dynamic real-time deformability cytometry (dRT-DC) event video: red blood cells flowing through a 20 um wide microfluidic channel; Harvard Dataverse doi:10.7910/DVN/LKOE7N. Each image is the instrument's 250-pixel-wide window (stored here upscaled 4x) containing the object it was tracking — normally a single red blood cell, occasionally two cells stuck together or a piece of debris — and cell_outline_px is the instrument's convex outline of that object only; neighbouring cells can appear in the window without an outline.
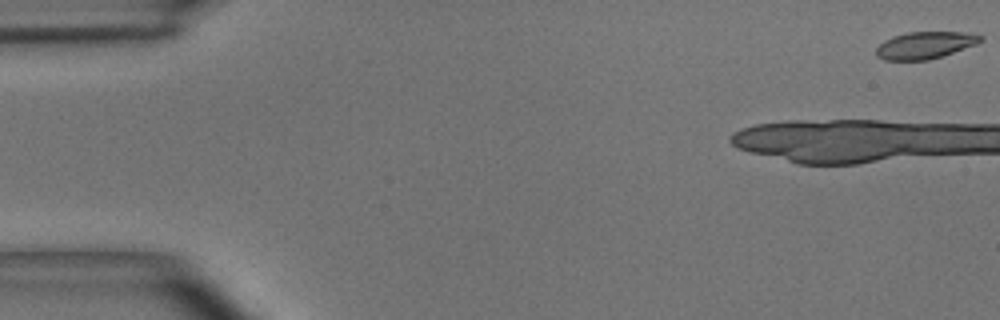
{"species": "common noctule bat (a hibernating species)", "species_latin": "Nyctalus noctula", "temperature_condition": "room temperature", "stored_images_in_passage": 9, "camera_frame_rate_fps": 3000, "um_per_image_px": 0.085, "animal": {"sex": "male", "body_mass_g": 15.6}, "frame": {"image": 1, "passage_image": 1, "time_ms": 0.0, "image_size_px": [1000, 320], "cell_outline_px": [[984, 40], [976, 44], [928, 60], [884, 60], [876, 56], [876, 48], [884, 40], [892, 36], [908, 32], [968, 32], [984, 36]], "centroid_in_image_um": [78.62, 3.83], "position_along_channel_um": 6.4, "area_um2": 16.42}}